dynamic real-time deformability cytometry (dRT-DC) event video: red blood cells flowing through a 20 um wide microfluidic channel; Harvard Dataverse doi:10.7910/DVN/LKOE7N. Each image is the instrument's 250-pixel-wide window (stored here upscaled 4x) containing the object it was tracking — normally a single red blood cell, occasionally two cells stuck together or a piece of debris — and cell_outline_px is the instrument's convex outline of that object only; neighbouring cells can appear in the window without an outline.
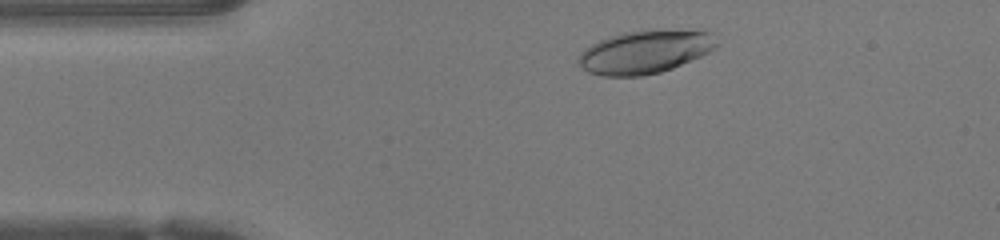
{"species": "human", "species_latin": "Homo sapiens", "temperature_condition": "warm", "stored_images_in_passage": 42, "camera_frame_rate_fps": 3000, "um_per_image_px": 0.085, "donor": {"sex": "female"}, "frame": {"image": 1, "passage_image": 3, "time_ms": 0.667, "image_size_px": [1000, 240], "cell_outline_px": [[716, 48], [700, 56], [672, 68], [660, 72], [644, 76], [604, 76], [588, 72], [576, 60], [580, 52], [584, 48], [608, 36], [624, 32], [652, 28], [704, 28], [708, 32], [716, 44]], "centroid_in_image_um": [54.84, 4.36], "position_along_channel_um": 30.2, "area_um2": 35.49}}
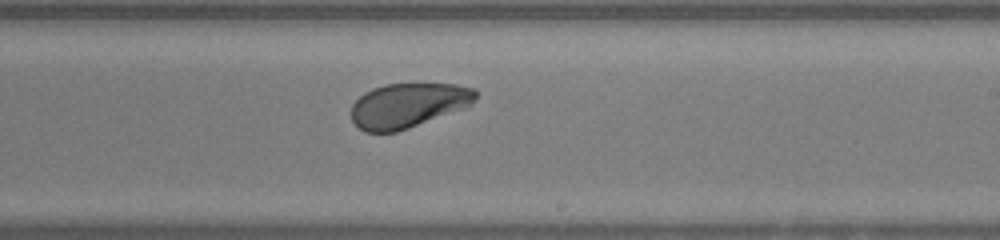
{"frame": {"image": 2, "passage_image": 22, "time_ms": 7.0, "image_size_px": [1000, 240], "cell_outline_px": [[476, 96], [472, 104], [464, 108], [408, 128], [396, 132], [364, 132], [352, 120], [352, 104], [364, 92], [372, 88], [384, 84], [456, 84], [476, 88]], "centroid_in_image_um": [34.68, 8.94], "position_along_channel_um": 254.3, "area_um2": 32.19}}
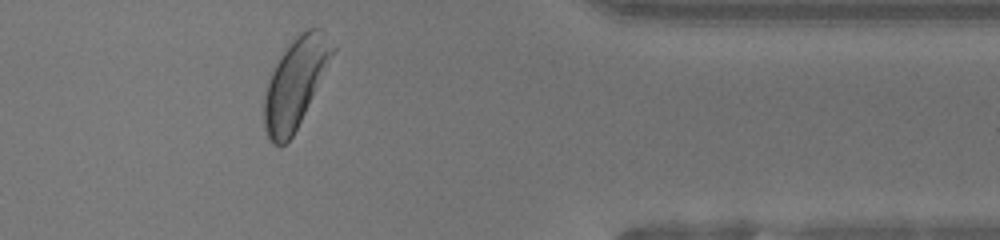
{"frame": {"image": 3, "passage_image": 33, "time_ms": 10.667, "image_size_px": [1000, 240], "cell_outline_px": [[336, 48], [292, 136], [280, 148], [272, 144], [268, 140], [264, 128], [264, 92], [268, 80], [280, 56], [292, 40], [300, 32], [308, 28], [320, 28], [324, 32]], "centroid_in_image_um": [25.06, 7.07], "position_along_channel_um": 386.3, "area_um2": 34.85}, "authors_computed_cell_mechanics": {"area_um2": 34.2754, "velocity_mm_per_s": 4.2206, "shape_relaxation_time_tau1_ms": 4.1698, "shape_relaxation_time_tau2_ms": null, "deformation_change_tau1": 0.159, "deformation_change_tau2": null}}